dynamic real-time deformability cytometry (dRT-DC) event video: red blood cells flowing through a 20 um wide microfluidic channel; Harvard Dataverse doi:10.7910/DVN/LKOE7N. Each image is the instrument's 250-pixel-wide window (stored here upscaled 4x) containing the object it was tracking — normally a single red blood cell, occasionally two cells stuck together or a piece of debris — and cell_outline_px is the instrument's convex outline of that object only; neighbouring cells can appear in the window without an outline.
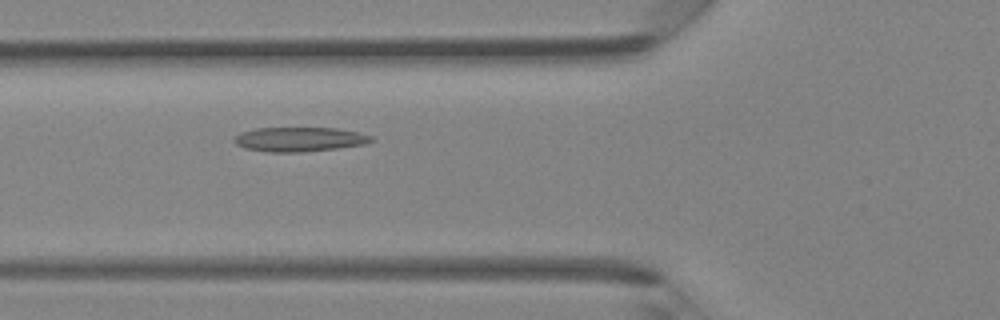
{"species": "Egyptian fruit bat (a non-hibernating species)", "species_latin": "Rousettus aegyptiacus", "temperature_condition": "room temperature", "stored_images_in_passage": 37, "camera_frame_rate_fps": 3000, "um_per_image_px": 0.085, "animal": {"sex": "female"}, "frame": {"image": 1, "passage_image": 12, "time_ms": 3.667, "image_size_px": [1000, 320], "cell_outline_px": [[376, 140], [364, 144], [336, 148], [304, 152], [264, 152], [244, 148], [236, 144], [232, 140], [240, 132], [256, 128], [336, 128], [356, 132], [372, 136]], "centroid_in_image_um": [25.42, 11.85], "position_along_channel_um": 100.4, "area_um2": 19.54}}
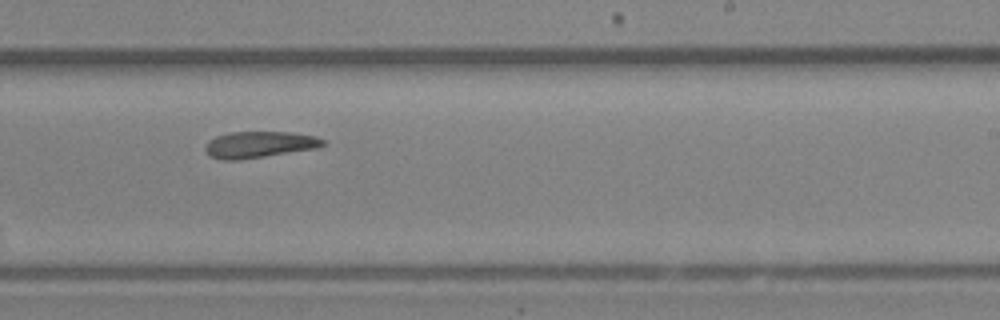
{"frame": {"image": 2, "passage_image": 22, "time_ms": 7.0, "image_size_px": [1000, 320], "cell_outline_px": [[328, 144], [316, 148], [240, 160], [224, 160], [208, 156], [204, 148], [208, 140], [216, 136], [228, 132], [292, 132], [316, 136], [324, 140]], "centroid_in_image_um": [22.02, 12.28], "position_along_channel_um": 267.0, "area_um2": 18.26}}
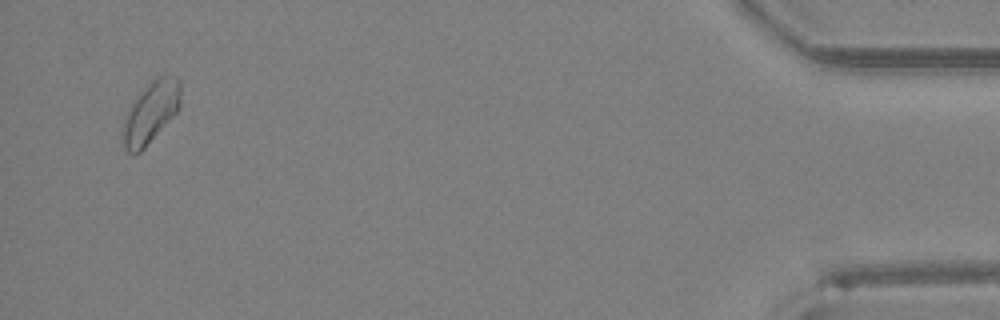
{"frame": {"image": 3, "passage_image": 36, "time_ms": 11.667, "image_size_px": [1000, 320], "cell_outline_px": [[180, 108], [144, 148], [140, 152], [132, 156], [124, 148], [124, 120], [128, 108], [136, 96], [152, 80], [160, 76], [176, 76], [180, 80]], "centroid_in_image_um": [12.82, 9.54], "position_along_channel_um": 422.4, "area_um2": 20.4}}